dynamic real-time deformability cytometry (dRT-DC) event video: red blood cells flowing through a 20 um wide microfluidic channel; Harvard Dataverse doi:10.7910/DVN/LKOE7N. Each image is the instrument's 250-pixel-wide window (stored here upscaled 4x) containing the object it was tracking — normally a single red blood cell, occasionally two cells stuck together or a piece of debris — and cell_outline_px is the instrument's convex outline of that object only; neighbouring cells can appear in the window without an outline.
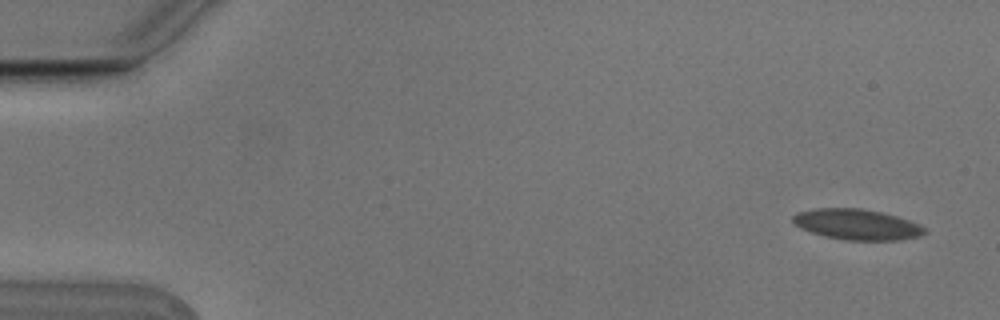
{"species": "Egyptian fruit bat (a non-hibernating species)", "species_latin": "Rousettus aegyptiacus", "temperature_condition": "cold", "stored_images_in_passage": 6, "camera_frame_rate_fps": 3000, "um_per_image_px": 0.085, "animal": {"sex": "male"}, "frame": {"image": 1, "passage_image": 1, "time_ms": 0.0, "image_size_px": [1000, 320], "cell_outline_px": [[928, 232], [920, 236], [900, 240], [844, 240], [824, 236], [800, 228], [792, 220], [792, 216], [796, 212], [816, 208], [860, 208], [880, 212], [896, 216], [920, 224], [928, 228]], "centroid_in_image_um": [72.86, 19.08], "position_along_channel_um": 12.1, "area_um2": 23.64}}